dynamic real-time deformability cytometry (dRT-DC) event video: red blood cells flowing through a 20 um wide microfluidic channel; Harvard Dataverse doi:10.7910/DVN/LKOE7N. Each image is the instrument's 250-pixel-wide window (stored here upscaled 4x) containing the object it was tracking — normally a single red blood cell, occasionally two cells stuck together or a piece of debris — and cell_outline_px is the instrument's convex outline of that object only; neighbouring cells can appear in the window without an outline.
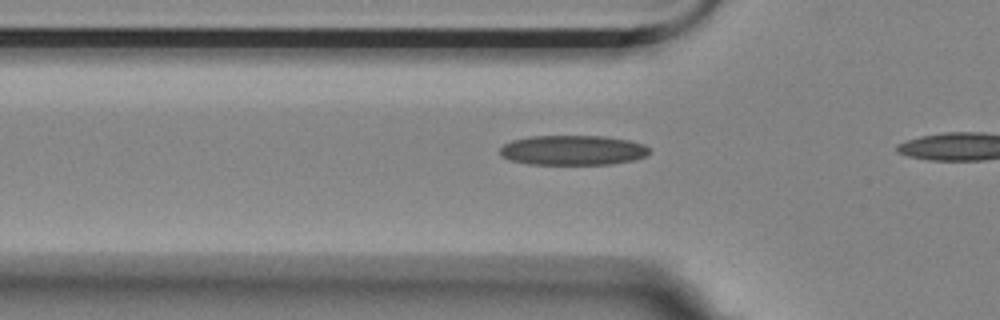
{"species": "Egyptian fruit bat (a non-hibernating species)", "species_latin": "Rousettus aegyptiacus", "temperature_condition": "room temperature", "stored_images_in_passage": 6, "camera_frame_rate_fps": 3000, "um_per_image_px": 0.085, "animal": {"sex": "female"}, "frame": {"image": 1, "passage_image": 5, "time_ms": 1.333, "image_size_px": [1000, 320], "cell_outline_px": [[652, 152], [644, 156], [632, 160], [612, 164], [528, 164], [508, 160], [500, 156], [500, 148], [504, 144], [512, 140], [532, 136], [604, 136], [628, 140], [644, 144]], "centroid_in_image_um": [48.66, 12.77], "position_along_channel_um": 77.1, "area_um2": 26.07}}